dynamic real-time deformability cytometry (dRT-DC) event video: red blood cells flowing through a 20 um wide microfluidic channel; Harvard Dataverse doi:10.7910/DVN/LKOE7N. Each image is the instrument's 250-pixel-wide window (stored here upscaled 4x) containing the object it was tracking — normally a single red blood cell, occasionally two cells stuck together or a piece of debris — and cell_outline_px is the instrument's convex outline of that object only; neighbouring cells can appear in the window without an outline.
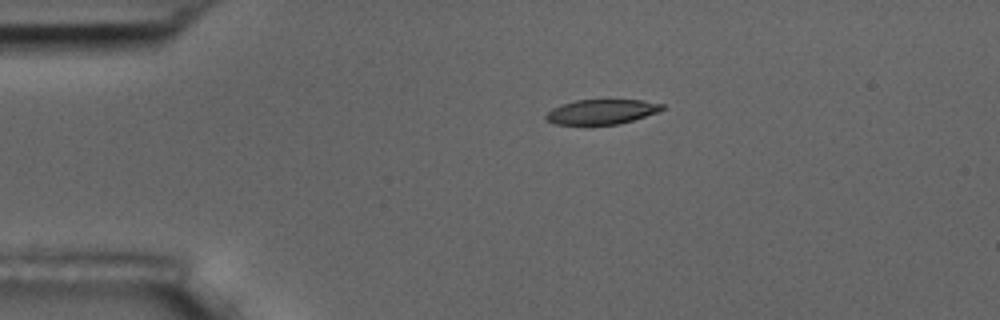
{"species": "common noctule bat (a hibernating species)", "species_latin": "Nyctalus noctula", "temperature_condition": "room temperature", "stored_images_in_passage": 4, "camera_frame_rate_fps": 3000, "um_per_image_px": 0.085, "animal": {"sex": "male", "body_mass_g": 17.5, "forearm_length_mm": 52.3}, "frame": {"image": 1, "passage_image": 1, "time_ms": 0.0, "image_size_px": [1000, 320], "cell_outline_px": [[664, 108], [656, 112], [620, 124], [556, 124], [544, 120], [544, 116], [552, 108], [576, 100], [644, 100], [664, 104]], "centroid_in_image_um": [51.11, 9.5], "position_along_channel_um": 33.9, "area_um2": 16.59}}
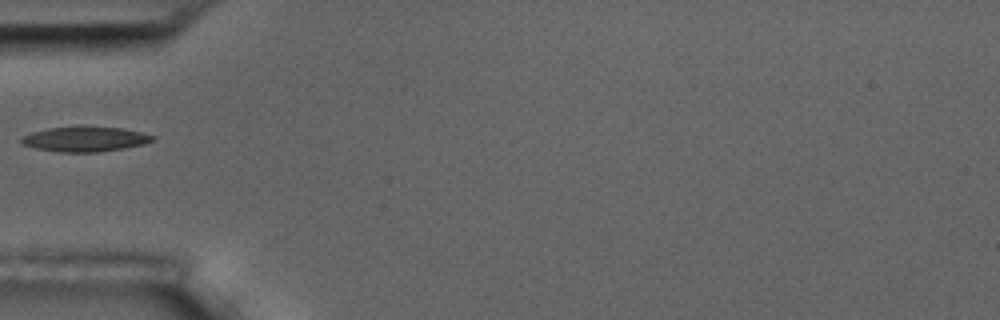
{"frame": {"image": 2, "passage_image": 3, "time_ms": 2.333, "image_size_px": [1000, 320], "cell_outline_px": [[156, 140], [144, 144], [124, 148], [96, 152], [60, 152], [36, 148], [20, 144], [20, 136], [32, 132], [48, 128], [76, 124], [84, 124], [120, 128], [140, 132], [156, 136]], "centroid_in_image_um": [7.2, 11.78], "position_along_channel_um": 77.8, "area_um2": 19.83}}